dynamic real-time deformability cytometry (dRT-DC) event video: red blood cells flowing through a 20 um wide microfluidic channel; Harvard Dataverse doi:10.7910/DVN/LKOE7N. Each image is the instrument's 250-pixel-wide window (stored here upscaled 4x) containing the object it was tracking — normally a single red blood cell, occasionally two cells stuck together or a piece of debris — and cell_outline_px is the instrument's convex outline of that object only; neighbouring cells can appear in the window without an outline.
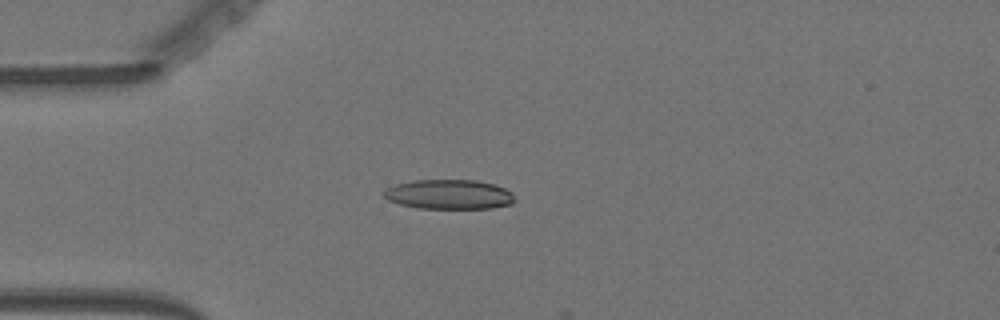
{"species": "Egyptian fruit bat (a non-hibernating species)", "species_latin": "Rousettus aegyptiacus", "temperature_condition": "warm", "stored_images_in_passage": 15, "camera_frame_rate_fps": 3000, "um_per_image_px": 0.085, "animal": {"sex": "female"}, "frame": {"image": 1, "passage_image": 12, "time_ms": 3.667, "image_size_px": [1000, 320], "cell_outline_px": [[516, 200], [512, 204], [492, 208], [416, 208], [400, 204], [388, 200], [380, 192], [384, 188], [396, 184], [412, 180], [476, 180], [492, 184], [504, 188], [512, 192]], "centroid_in_image_um": [38.13, 16.52], "position_along_channel_um": 46.9, "area_um2": 22.77}}